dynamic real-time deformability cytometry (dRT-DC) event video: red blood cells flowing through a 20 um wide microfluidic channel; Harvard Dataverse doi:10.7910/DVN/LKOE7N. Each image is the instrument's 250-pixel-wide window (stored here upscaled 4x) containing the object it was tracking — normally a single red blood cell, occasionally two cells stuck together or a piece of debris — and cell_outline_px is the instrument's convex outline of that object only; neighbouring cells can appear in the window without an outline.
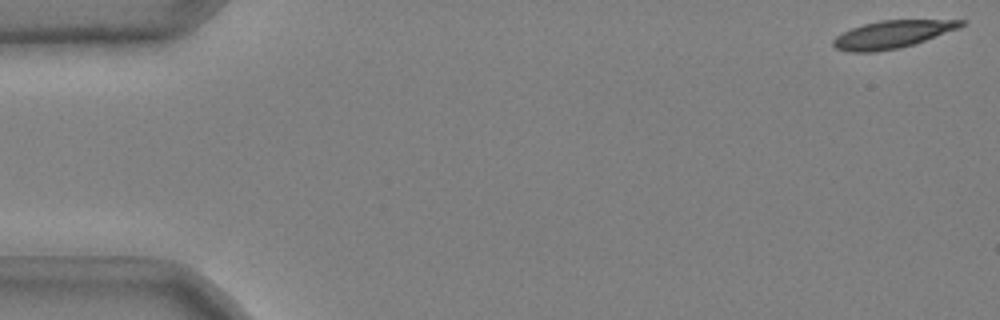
{"species": "common noctule bat (a hibernating species)", "species_latin": "Nyctalus noctula", "temperature_condition": "cold", "stored_images_in_passage": 15, "camera_frame_rate_fps": 3000, "um_per_image_px": 0.085, "animal": {"sex": "male", "body_mass_g": 20.4}, "frame": {"image": 1, "passage_image": 1, "time_ms": 0.0, "image_size_px": [1000, 320], "cell_outline_px": [[968, 24], [960, 28], [900, 48], [876, 52], [848, 52], [836, 48], [832, 44], [832, 40], [836, 36], [852, 28], [864, 24], [880, 20], [968, 20]], "centroid_in_image_um": [75.86, 2.92], "position_along_channel_um": 9.1, "area_um2": 20.52}}
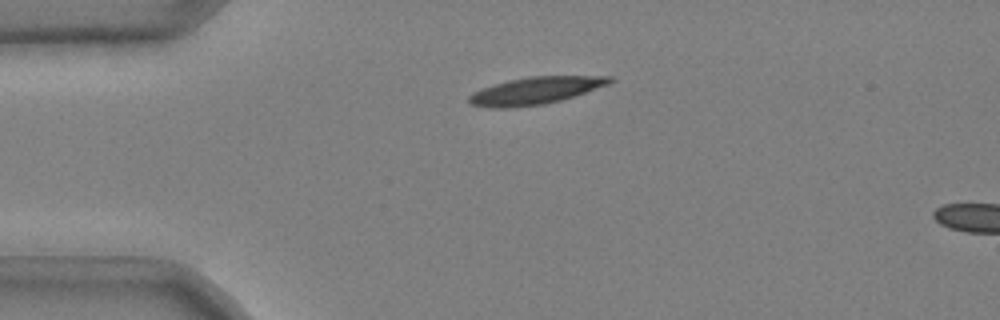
{"frame": {"image": 2, "passage_image": 12, "time_ms": 3.667, "image_size_px": [1000, 320], "cell_outline_px": [[616, 80], [608, 84], [560, 100], [544, 104], [512, 108], [488, 108], [472, 104], [468, 100], [468, 96], [472, 92], [508, 80], [528, 76], [612, 76]], "centroid_in_image_um": [45.49, 7.7], "position_along_channel_um": 39.5, "area_um2": 22.14}}